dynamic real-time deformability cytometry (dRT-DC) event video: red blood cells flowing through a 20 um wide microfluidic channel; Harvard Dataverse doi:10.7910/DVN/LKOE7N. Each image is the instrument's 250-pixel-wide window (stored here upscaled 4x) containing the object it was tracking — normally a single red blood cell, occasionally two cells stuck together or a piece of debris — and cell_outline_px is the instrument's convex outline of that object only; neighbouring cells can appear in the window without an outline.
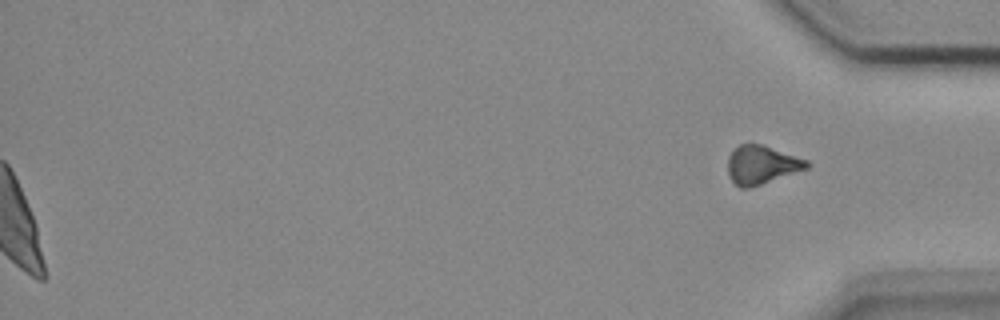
{"species": "common noctule bat (a hibernating species)", "species_latin": "Nyctalus noctula", "temperature_condition": "cold", "stored_images_in_passage": 54, "segment_of_instrument_passage": [2, 2], "camera_frame_rate_fps": 3000, "um_per_image_px": 0.085, "animal": {"sex": "female", "body_mass_g": 18.4}, "frame": {"image": 1, "passage_image": 54, "time_ms": 17.667, "image_size_px": [1000, 320], "cell_outline_px": [[812, 164], [808, 168], [748, 188], [740, 188], [732, 180], [728, 172], [728, 156], [732, 148], [740, 144], [764, 144], [808, 160]], "centroid_in_image_um": [64.74, 13.98], "position_along_channel_um": 370.5, "area_um2": 17.74}}